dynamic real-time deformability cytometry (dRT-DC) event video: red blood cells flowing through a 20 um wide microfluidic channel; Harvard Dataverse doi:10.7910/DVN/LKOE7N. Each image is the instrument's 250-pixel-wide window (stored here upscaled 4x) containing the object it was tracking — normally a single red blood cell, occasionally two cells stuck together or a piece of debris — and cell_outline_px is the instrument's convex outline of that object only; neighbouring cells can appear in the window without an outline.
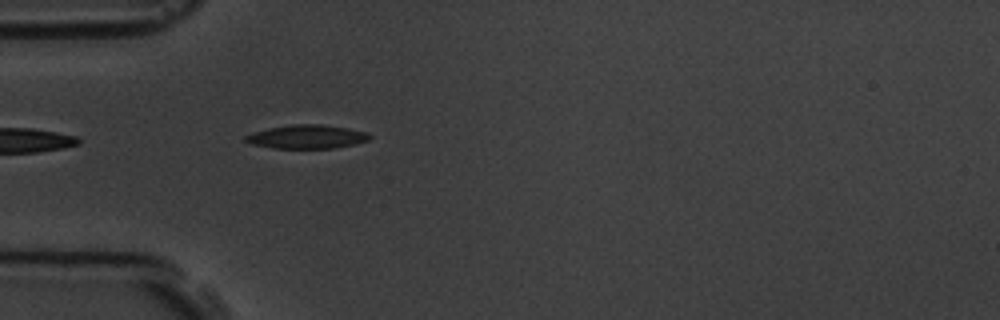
{"species": "common noctule bat (a hibernating species)", "species_latin": "Nyctalus noctula", "temperature_condition": "room temperature", "stored_images_in_passage": 4, "camera_frame_rate_fps": 3000, "um_per_image_px": 0.085, "animal": {"sex": "male", "body_mass_g": 19.5, "forearm_length_mm": 54.6}, "frame": {"image": 1, "passage_image": 4, "time_ms": 4.667, "image_size_px": [1000, 320], "cell_outline_px": [[372, 136], [368, 140], [356, 144], [332, 148], [272, 148], [248, 144], [244, 140], [244, 136], [252, 132], [268, 128], [292, 124], [320, 124], [348, 128], [368, 132]], "centroid_in_image_um": [26.05, 11.62], "position_along_channel_um": 58.9, "area_um2": 17.34}}